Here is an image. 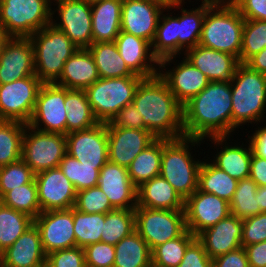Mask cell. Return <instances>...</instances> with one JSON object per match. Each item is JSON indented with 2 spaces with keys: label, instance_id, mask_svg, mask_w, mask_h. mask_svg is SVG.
<instances>
[{
  "label": "cell",
  "instance_id": "1",
  "mask_svg": "<svg viewBox=\"0 0 266 267\" xmlns=\"http://www.w3.org/2000/svg\"><path fill=\"white\" fill-rule=\"evenodd\" d=\"M232 92L230 81L209 82L183 108L184 136L208 139L232 136Z\"/></svg>",
  "mask_w": 266,
  "mask_h": 267
},
{
  "label": "cell",
  "instance_id": "2",
  "mask_svg": "<svg viewBox=\"0 0 266 267\" xmlns=\"http://www.w3.org/2000/svg\"><path fill=\"white\" fill-rule=\"evenodd\" d=\"M132 103L143 117L144 130L156 138L184 136L182 105L159 75L140 81Z\"/></svg>",
  "mask_w": 266,
  "mask_h": 267
},
{
  "label": "cell",
  "instance_id": "3",
  "mask_svg": "<svg viewBox=\"0 0 266 267\" xmlns=\"http://www.w3.org/2000/svg\"><path fill=\"white\" fill-rule=\"evenodd\" d=\"M201 143H204L202 139L186 136L177 139L162 138L160 176L173 186L184 201L198 189L202 160H196L190 151L193 150L192 147H200Z\"/></svg>",
  "mask_w": 266,
  "mask_h": 267
},
{
  "label": "cell",
  "instance_id": "4",
  "mask_svg": "<svg viewBox=\"0 0 266 267\" xmlns=\"http://www.w3.org/2000/svg\"><path fill=\"white\" fill-rule=\"evenodd\" d=\"M230 83L232 135L234 130L243 124L256 123V126L260 122L263 124L266 120V74L254 71L246 64L240 63Z\"/></svg>",
  "mask_w": 266,
  "mask_h": 267
},
{
  "label": "cell",
  "instance_id": "5",
  "mask_svg": "<svg viewBox=\"0 0 266 267\" xmlns=\"http://www.w3.org/2000/svg\"><path fill=\"white\" fill-rule=\"evenodd\" d=\"M244 22L234 4L213 3L206 11L199 45L239 59Z\"/></svg>",
  "mask_w": 266,
  "mask_h": 267
},
{
  "label": "cell",
  "instance_id": "6",
  "mask_svg": "<svg viewBox=\"0 0 266 267\" xmlns=\"http://www.w3.org/2000/svg\"><path fill=\"white\" fill-rule=\"evenodd\" d=\"M29 38L34 48L35 75L43 84L56 83L65 62L78 47L51 23Z\"/></svg>",
  "mask_w": 266,
  "mask_h": 267
},
{
  "label": "cell",
  "instance_id": "7",
  "mask_svg": "<svg viewBox=\"0 0 266 267\" xmlns=\"http://www.w3.org/2000/svg\"><path fill=\"white\" fill-rule=\"evenodd\" d=\"M52 0H0V27L9 37H30L52 20Z\"/></svg>",
  "mask_w": 266,
  "mask_h": 267
},
{
  "label": "cell",
  "instance_id": "8",
  "mask_svg": "<svg viewBox=\"0 0 266 267\" xmlns=\"http://www.w3.org/2000/svg\"><path fill=\"white\" fill-rule=\"evenodd\" d=\"M140 76L99 78L85 91L98 122L107 123L126 105L133 102Z\"/></svg>",
  "mask_w": 266,
  "mask_h": 267
},
{
  "label": "cell",
  "instance_id": "9",
  "mask_svg": "<svg viewBox=\"0 0 266 267\" xmlns=\"http://www.w3.org/2000/svg\"><path fill=\"white\" fill-rule=\"evenodd\" d=\"M135 230L146 241L152 252L157 246L180 237L187 230L185 211L137 206Z\"/></svg>",
  "mask_w": 266,
  "mask_h": 267
},
{
  "label": "cell",
  "instance_id": "10",
  "mask_svg": "<svg viewBox=\"0 0 266 267\" xmlns=\"http://www.w3.org/2000/svg\"><path fill=\"white\" fill-rule=\"evenodd\" d=\"M66 153L64 134L39 131L26 124L21 159L35 174L57 168Z\"/></svg>",
  "mask_w": 266,
  "mask_h": 267
},
{
  "label": "cell",
  "instance_id": "11",
  "mask_svg": "<svg viewBox=\"0 0 266 267\" xmlns=\"http://www.w3.org/2000/svg\"><path fill=\"white\" fill-rule=\"evenodd\" d=\"M42 84L36 75L0 84V120L28 124Z\"/></svg>",
  "mask_w": 266,
  "mask_h": 267
},
{
  "label": "cell",
  "instance_id": "12",
  "mask_svg": "<svg viewBox=\"0 0 266 267\" xmlns=\"http://www.w3.org/2000/svg\"><path fill=\"white\" fill-rule=\"evenodd\" d=\"M52 4L56 8H52L51 24L62 30L78 48H88L93 43L91 4L79 0H52ZM56 11L57 20L53 19Z\"/></svg>",
  "mask_w": 266,
  "mask_h": 267
},
{
  "label": "cell",
  "instance_id": "13",
  "mask_svg": "<svg viewBox=\"0 0 266 267\" xmlns=\"http://www.w3.org/2000/svg\"><path fill=\"white\" fill-rule=\"evenodd\" d=\"M65 96L66 88L55 83L42 84L28 125L39 131L66 135Z\"/></svg>",
  "mask_w": 266,
  "mask_h": 267
},
{
  "label": "cell",
  "instance_id": "14",
  "mask_svg": "<svg viewBox=\"0 0 266 267\" xmlns=\"http://www.w3.org/2000/svg\"><path fill=\"white\" fill-rule=\"evenodd\" d=\"M66 136V152L87 166L99 171L108 161L107 123L99 122L91 128L73 131Z\"/></svg>",
  "mask_w": 266,
  "mask_h": 267
},
{
  "label": "cell",
  "instance_id": "15",
  "mask_svg": "<svg viewBox=\"0 0 266 267\" xmlns=\"http://www.w3.org/2000/svg\"><path fill=\"white\" fill-rule=\"evenodd\" d=\"M184 211L186 228L196 237L231 214L228 201L198 189L184 201Z\"/></svg>",
  "mask_w": 266,
  "mask_h": 267
},
{
  "label": "cell",
  "instance_id": "16",
  "mask_svg": "<svg viewBox=\"0 0 266 267\" xmlns=\"http://www.w3.org/2000/svg\"><path fill=\"white\" fill-rule=\"evenodd\" d=\"M175 58L176 56H173L160 60L158 75L166 82L169 90L183 106L205 89L210 81L185 57L175 67L173 66L172 69L169 70L168 68L167 70L166 66H171L170 63H174L173 59Z\"/></svg>",
  "mask_w": 266,
  "mask_h": 267
},
{
  "label": "cell",
  "instance_id": "17",
  "mask_svg": "<svg viewBox=\"0 0 266 267\" xmlns=\"http://www.w3.org/2000/svg\"><path fill=\"white\" fill-rule=\"evenodd\" d=\"M34 224L40 231L46 255L56 250L76 247L73 208L41 212L34 219Z\"/></svg>",
  "mask_w": 266,
  "mask_h": 267
},
{
  "label": "cell",
  "instance_id": "18",
  "mask_svg": "<svg viewBox=\"0 0 266 267\" xmlns=\"http://www.w3.org/2000/svg\"><path fill=\"white\" fill-rule=\"evenodd\" d=\"M41 212L74 208L77 191L59 167L35 174Z\"/></svg>",
  "mask_w": 266,
  "mask_h": 267
},
{
  "label": "cell",
  "instance_id": "19",
  "mask_svg": "<svg viewBox=\"0 0 266 267\" xmlns=\"http://www.w3.org/2000/svg\"><path fill=\"white\" fill-rule=\"evenodd\" d=\"M108 161L128 168L134 158L157 138L148 130L114 127L107 122Z\"/></svg>",
  "mask_w": 266,
  "mask_h": 267
},
{
  "label": "cell",
  "instance_id": "20",
  "mask_svg": "<svg viewBox=\"0 0 266 267\" xmlns=\"http://www.w3.org/2000/svg\"><path fill=\"white\" fill-rule=\"evenodd\" d=\"M35 75L33 43L29 37H9L0 54V84Z\"/></svg>",
  "mask_w": 266,
  "mask_h": 267
},
{
  "label": "cell",
  "instance_id": "21",
  "mask_svg": "<svg viewBox=\"0 0 266 267\" xmlns=\"http://www.w3.org/2000/svg\"><path fill=\"white\" fill-rule=\"evenodd\" d=\"M169 5L142 0H123L121 31L152 43L160 15Z\"/></svg>",
  "mask_w": 266,
  "mask_h": 267
},
{
  "label": "cell",
  "instance_id": "22",
  "mask_svg": "<svg viewBox=\"0 0 266 267\" xmlns=\"http://www.w3.org/2000/svg\"><path fill=\"white\" fill-rule=\"evenodd\" d=\"M98 186L115 209L137 207V187L129 178L128 168L107 161L100 170Z\"/></svg>",
  "mask_w": 266,
  "mask_h": 267
},
{
  "label": "cell",
  "instance_id": "23",
  "mask_svg": "<svg viewBox=\"0 0 266 267\" xmlns=\"http://www.w3.org/2000/svg\"><path fill=\"white\" fill-rule=\"evenodd\" d=\"M115 43L120 56L135 75L142 78L158 75L159 60L153 55L149 41L120 31Z\"/></svg>",
  "mask_w": 266,
  "mask_h": 267
},
{
  "label": "cell",
  "instance_id": "24",
  "mask_svg": "<svg viewBox=\"0 0 266 267\" xmlns=\"http://www.w3.org/2000/svg\"><path fill=\"white\" fill-rule=\"evenodd\" d=\"M184 57L203 74L210 82L231 81L237 66L236 56L197 45L184 52Z\"/></svg>",
  "mask_w": 266,
  "mask_h": 267
},
{
  "label": "cell",
  "instance_id": "25",
  "mask_svg": "<svg viewBox=\"0 0 266 267\" xmlns=\"http://www.w3.org/2000/svg\"><path fill=\"white\" fill-rule=\"evenodd\" d=\"M242 231L243 220L230 214L201 232L197 239L204 245L207 255L213 260L241 247Z\"/></svg>",
  "mask_w": 266,
  "mask_h": 267
},
{
  "label": "cell",
  "instance_id": "26",
  "mask_svg": "<svg viewBox=\"0 0 266 267\" xmlns=\"http://www.w3.org/2000/svg\"><path fill=\"white\" fill-rule=\"evenodd\" d=\"M46 254L41 244L40 231L31 225L17 240L2 252L0 267H43Z\"/></svg>",
  "mask_w": 266,
  "mask_h": 267
},
{
  "label": "cell",
  "instance_id": "27",
  "mask_svg": "<svg viewBox=\"0 0 266 267\" xmlns=\"http://www.w3.org/2000/svg\"><path fill=\"white\" fill-rule=\"evenodd\" d=\"M229 136H214L209 137L211 143L221 148L217 150V154L213 156V160L209 159L219 169L228 173L232 178L240 181L244 178H248L250 175V161L252 158V150L250 144L246 147L243 143L241 146H231L228 144ZM225 145H224V144ZM227 144V145H226ZM245 146V147H244Z\"/></svg>",
  "mask_w": 266,
  "mask_h": 267
},
{
  "label": "cell",
  "instance_id": "28",
  "mask_svg": "<svg viewBox=\"0 0 266 267\" xmlns=\"http://www.w3.org/2000/svg\"><path fill=\"white\" fill-rule=\"evenodd\" d=\"M99 78L89 49L78 48L65 62L61 76L55 84L68 89L86 90Z\"/></svg>",
  "mask_w": 266,
  "mask_h": 267
},
{
  "label": "cell",
  "instance_id": "29",
  "mask_svg": "<svg viewBox=\"0 0 266 267\" xmlns=\"http://www.w3.org/2000/svg\"><path fill=\"white\" fill-rule=\"evenodd\" d=\"M137 206L161 210H184V200L160 175L137 188Z\"/></svg>",
  "mask_w": 266,
  "mask_h": 267
},
{
  "label": "cell",
  "instance_id": "30",
  "mask_svg": "<svg viewBox=\"0 0 266 267\" xmlns=\"http://www.w3.org/2000/svg\"><path fill=\"white\" fill-rule=\"evenodd\" d=\"M195 9H185L183 2H171V9L181 8V15L177 14L178 55L184 54L190 48L199 44L202 25L207 9L213 4L210 1H201ZM183 4V5H182ZM181 6V7H180Z\"/></svg>",
  "mask_w": 266,
  "mask_h": 267
},
{
  "label": "cell",
  "instance_id": "31",
  "mask_svg": "<svg viewBox=\"0 0 266 267\" xmlns=\"http://www.w3.org/2000/svg\"><path fill=\"white\" fill-rule=\"evenodd\" d=\"M123 0H101L91 4L93 43L115 41L121 31Z\"/></svg>",
  "mask_w": 266,
  "mask_h": 267
},
{
  "label": "cell",
  "instance_id": "32",
  "mask_svg": "<svg viewBox=\"0 0 266 267\" xmlns=\"http://www.w3.org/2000/svg\"><path fill=\"white\" fill-rule=\"evenodd\" d=\"M91 52L100 78H118L135 75L120 56L115 41L92 43L88 47Z\"/></svg>",
  "mask_w": 266,
  "mask_h": 267
},
{
  "label": "cell",
  "instance_id": "33",
  "mask_svg": "<svg viewBox=\"0 0 266 267\" xmlns=\"http://www.w3.org/2000/svg\"><path fill=\"white\" fill-rule=\"evenodd\" d=\"M66 135L73 131L88 129L98 124L89 104L85 90L66 88L65 96Z\"/></svg>",
  "mask_w": 266,
  "mask_h": 267
},
{
  "label": "cell",
  "instance_id": "34",
  "mask_svg": "<svg viewBox=\"0 0 266 267\" xmlns=\"http://www.w3.org/2000/svg\"><path fill=\"white\" fill-rule=\"evenodd\" d=\"M207 160L202 161L199 169L198 190L214 194L230 203L238 181Z\"/></svg>",
  "mask_w": 266,
  "mask_h": 267
},
{
  "label": "cell",
  "instance_id": "35",
  "mask_svg": "<svg viewBox=\"0 0 266 267\" xmlns=\"http://www.w3.org/2000/svg\"><path fill=\"white\" fill-rule=\"evenodd\" d=\"M114 247L113 267H147L152 262L151 250L136 230Z\"/></svg>",
  "mask_w": 266,
  "mask_h": 267
},
{
  "label": "cell",
  "instance_id": "36",
  "mask_svg": "<svg viewBox=\"0 0 266 267\" xmlns=\"http://www.w3.org/2000/svg\"><path fill=\"white\" fill-rule=\"evenodd\" d=\"M162 159V138H157L141 151L128 167L129 178L138 188L144 182L160 175Z\"/></svg>",
  "mask_w": 266,
  "mask_h": 267
},
{
  "label": "cell",
  "instance_id": "37",
  "mask_svg": "<svg viewBox=\"0 0 266 267\" xmlns=\"http://www.w3.org/2000/svg\"><path fill=\"white\" fill-rule=\"evenodd\" d=\"M171 10L170 4L162 11L151 43L153 55L159 61L168 57H178L177 16H173ZM164 12H170V15Z\"/></svg>",
  "mask_w": 266,
  "mask_h": 267
},
{
  "label": "cell",
  "instance_id": "38",
  "mask_svg": "<svg viewBox=\"0 0 266 267\" xmlns=\"http://www.w3.org/2000/svg\"><path fill=\"white\" fill-rule=\"evenodd\" d=\"M26 124L0 120V167L21 159Z\"/></svg>",
  "mask_w": 266,
  "mask_h": 267
},
{
  "label": "cell",
  "instance_id": "39",
  "mask_svg": "<svg viewBox=\"0 0 266 267\" xmlns=\"http://www.w3.org/2000/svg\"><path fill=\"white\" fill-rule=\"evenodd\" d=\"M33 224L32 217L0 202V251L10 247Z\"/></svg>",
  "mask_w": 266,
  "mask_h": 267
},
{
  "label": "cell",
  "instance_id": "40",
  "mask_svg": "<svg viewBox=\"0 0 266 267\" xmlns=\"http://www.w3.org/2000/svg\"><path fill=\"white\" fill-rule=\"evenodd\" d=\"M135 231V209H113L105 214L101 242L116 245Z\"/></svg>",
  "mask_w": 266,
  "mask_h": 267
},
{
  "label": "cell",
  "instance_id": "41",
  "mask_svg": "<svg viewBox=\"0 0 266 267\" xmlns=\"http://www.w3.org/2000/svg\"><path fill=\"white\" fill-rule=\"evenodd\" d=\"M73 222L76 246L84 249L88 245L101 242L105 214H87L73 208Z\"/></svg>",
  "mask_w": 266,
  "mask_h": 267
},
{
  "label": "cell",
  "instance_id": "42",
  "mask_svg": "<svg viewBox=\"0 0 266 267\" xmlns=\"http://www.w3.org/2000/svg\"><path fill=\"white\" fill-rule=\"evenodd\" d=\"M257 188L258 185L250 177L238 181L230 201V211L233 216L244 220L262 212L255 198Z\"/></svg>",
  "mask_w": 266,
  "mask_h": 267
},
{
  "label": "cell",
  "instance_id": "43",
  "mask_svg": "<svg viewBox=\"0 0 266 267\" xmlns=\"http://www.w3.org/2000/svg\"><path fill=\"white\" fill-rule=\"evenodd\" d=\"M0 202L4 206L23 212L33 219L41 213L35 179L31 183L20 185L8 191L0 199Z\"/></svg>",
  "mask_w": 266,
  "mask_h": 267
},
{
  "label": "cell",
  "instance_id": "44",
  "mask_svg": "<svg viewBox=\"0 0 266 267\" xmlns=\"http://www.w3.org/2000/svg\"><path fill=\"white\" fill-rule=\"evenodd\" d=\"M186 230L180 237L166 241L157 246L152 252V262L161 267H178L182 262L187 247L196 239Z\"/></svg>",
  "mask_w": 266,
  "mask_h": 267
},
{
  "label": "cell",
  "instance_id": "45",
  "mask_svg": "<svg viewBox=\"0 0 266 267\" xmlns=\"http://www.w3.org/2000/svg\"><path fill=\"white\" fill-rule=\"evenodd\" d=\"M58 167L74 185L77 192L98 186L100 171L95 166L84 165L66 153Z\"/></svg>",
  "mask_w": 266,
  "mask_h": 267
},
{
  "label": "cell",
  "instance_id": "46",
  "mask_svg": "<svg viewBox=\"0 0 266 267\" xmlns=\"http://www.w3.org/2000/svg\"><path fill=\"white\" fill-rule=\"evenodd\" d=\"M266 47V20L245 19L242 33L239 62L245 63L250 57Z\"/></svg>",
  "mask_w": 266,
  "mask_h": 267
},
{
  "label": "cell",
  "instance_id": "47",
  "mask_svg": "<svg viewBox=\"0 0 266 267\" xmlns=\"http://www.w3.org/2000/svg\"><path fill=\"white\" fill-rule=\"evenodd\" d=\"M35 173L22 160L0 167V199L13 188L31 183Z\"/></svg>",
  "mask_w": 266,
  "mask_h": 267
},
{
  "label": "cell",
  "instance_id": "48",
  "mask_svg": "<svg viewBox=\"0 0 266 267\" xmlns=\"http://www.w3.org/2000/svg\"><path fill=\"white\" fill-rule=\"evenodd\" d=\"M74 208L87 214H106L115 209L99 186L78 191Z\"/></svg>",
  "mask_w": 266,
  "mask_h": 267
},
{
  "label": "cell",
  "instance_id": "49",
  "mask_svg": "<svg viewBox=\"0 0 266 267\" xmlns=\"http://www.w3.org/2000/svg\"><path fill=\"white\" fill-rule=\"evenodd\" d=\"M46 267H86L84 249L78 246L46 255Z\"/></svg>",
  "mask_w": 266,
  "mask_h": 267
},
{
  "label": "cell",
  "instance_id": "50",
  "mask_svg": "<svg viewBox=\"0 0 266 267\" xmlns=\"http://www.w3.org/2000/svg\"><path fill=\"white\" fill-rule=\"evenodd\" d=\"M86 267H113L115 247L112 244L97 242L84 248Z\"/></svg>",
  "mask_w": 266,
  "mask_h": 267
},
{
  "label": "cell",
  "instance_id": "51",
  "mask_svg": "<svg viewBox=\"0 0 266 267\" xmlns=\"http://www.w3.org/2000/svg\"><path fill=\"white\" fill-rule=\"evenodd\" d=\"M266 241V212L243 220L241 246Z\"/></svg>",
  "mask_w": 266,
  "mask_h": 267
},
{
  "label": "cell",
  "instance_id": "52",
  "mask_svg": "<svg viewBox=\"0 0 266 267\" xmlns=\"http://www.w3.org/2000/svg\"><path fill=\"white\" fill-rule=\"evenodd\" d=\"M178 267H213V260L207 255L204 245L196 238L187 247Z\"/></svg>",
  "mask_w": 266,
  "mask_h": 267
},
{
  "label": "cell",
  "instance_id": "53",
  "mask_svg": "<svg viewBox=\"0 0 266 267\" xmlns=\"http://www.w3.org/2000/svg\"><path fill=\"white\" fill-rule=\"evenodd\" d=\"M110 123L119 128L144 129L143 117L133 103L122 108Z\"/></svg>",
  "mask_w": 266,
  "mask_h": 267
},
{
  "label": "cell",
  "instance_id": "54",
  "mask_svg": "<svg viewBox=\"0 0 266 267\" xmlns=\"http://www.w3.org/2000/svg\"><path fill=\"white\" fill-rule=\"evenodd\" d=\"M247 20H266V0H236L233 3Z\"/></svg>",
  "mask_w": 266,
  "mask_h": 267
},
{
  "label": "cell",
  "instance_id": "55",
  "mask_svg": "<svg viewBox=\"0 0 266 267\" xmlns=\"http://www.w3.org/2000/svg\"><path fill=\"white\" fill-rule=\"evenodd\" d=\"M213 267H250L244 247H239L213 259Z\"/></svg>",
  "mask_w": 266,
  "mask_h": 267
},
{
  "label": "cell",
  "instance_id": "56",
  "mask_svg": "<svg viewBox=\"0 0 266 267\" xmlns=\"http://www.w3.org/2000/svg\"><path fill=\"white\" fill-rule=\"evenodd\" d=\"M252 136H248L247 142H249L252 153L255 156L266 159V125L255 128Z\"/></svg>",
  "mask_w": 266,
  "mask_h": 267
},
{
  "label": "cell",
  "instance_id": "57",
  "mask_svg": "<svg viewBox=\"0 0 266 267\" xmlns=\"http://www.w3.org/2000/svg\"><path fill=\"white\" fill-rule=\"evenodd\" d=\"M250 267H266V241L244 247Z\"/></svg>",
  "mask_w": 266,
  "mask_h": 267
},
{
  "label": "cell",
  "instance_id": "58",
  "mask_svg": "<svg viewBox=\"0 0 266 267\" xmlns=\"http://www.w3.org/2000/svg\"><path fill=\"white\" fill-rule=\"evenodd\" d=\"M249 177L258 185L266 186V159L252 153Z\"/></svg>",
  "mask_w": 266,
  "mask_h": 267
},
{
  "label": "cell",
  "instance_id": "59",
  "mask_svg": "<svg viewBox=\"0 0 266 267\" xmlns=\"http://www.w3.org/2000/svg\"><path fill=\"white\" fill-rule=\"evenodd\" d=\"M244 64L254 71L266 74V47L250 57Z\"/></svg>",
  "mask_w": 266,
  "mask_h": 267
},
{
  "label": "cell",
  "instance_id": "60",
  "mask_svg": "<svg viewBox=\"0 0 266 267\" xmlns=\"http://www.w3.org/2000/svg\"><path fill=\"white\" fill-rule=\"evenodd\" d=\"M255 198H257L260 210L262 212H266V186H260L257 188Z\"/></svg>",
  "mask_w": 266,
  "mask_h": 267
},
{
  "label": "cell",
  "instance_id": "61",
  "mask_svg": "<svg viewBox=\"0 0 266 267\" xmlns=\"http://www.w3.org/2000/svg\"><path fill=\"white\" fill-rule=\"evenodd\" d=\"M9 39V36L2 30L0 27V54L2 52V49L4 47V44Z\"/></svg>",
  "mask_w": 266,
  "mask_h": 267
},
{
  "label": "cell",
  "instance_id": "62",
  "mask_svg": "<svg viewBox=\"0 0 266 267\" xmlns=\"http://www.w3.org/2000/svg\"><path fill=\"white\" fill-rule=\"evenodd\" d=\"M211 3H225V4H233L236 0H207Z\"/></svg>",
  "mask_w": 266,
  "mask_h": 267
},
{
  "label": "cell",
  "instance_id": "63",
  "mask_svg": "<svg viewBox=\"0 0 266 267\" xmlns=\"http://www.w3.org/2000/svg\"><path fill=\"white\" fill-rule=\"evenodd\" d=\"M142 1H148L152 3H158V4H171L169 0H142Z\"/></svg>",
  "mask_w": 266,
  "mask_h": 267
},
{
  "label": "cell",
  "instance_id": "64",
  "mask_svg": "<svg viewBox=\"0 0 266 267\" xmlns=\"http://www.w3.org/2000/svg\"><path fill=\"white\" fill-rule=\"evenodd\" d=\"M79 1H83V2L88 3V4H94L96 2H100L101 0H79Z\"/></svg>",
  "mask_w": 266,
  "mask_h": 267
},
{
  "label": "cell",
  "instance_id": "65",
  "mask_svg": "<svg viewBox=\"0 0 266 267\" xmlns=\"http://www.w3.org/2000/svg\"><path fill=\"white\" fill-rule=\"evenodd\" d=\"M169 1L170 2H183L184 4L187 3V2H185V0H169ZM202 1H205V0H202Z\"/></svg>",
  "mask_w": 266,
  "mask_h": 267
},
{
  "label": "cell",
  "instance_id": "66",
  "mask_svg": "<svg viewBox=\"0 0 266 267\" xmlns=\"http://www.w3.org/2000/svg\"><path fill=\"white\" fill-rule=\"evenodd\" d=\"M147 267H161V266H158V265L154 264L153 262H151Z\"/></svg>",
  "mask_w": 266,
  "mask_h": 267
}]
</instances>
